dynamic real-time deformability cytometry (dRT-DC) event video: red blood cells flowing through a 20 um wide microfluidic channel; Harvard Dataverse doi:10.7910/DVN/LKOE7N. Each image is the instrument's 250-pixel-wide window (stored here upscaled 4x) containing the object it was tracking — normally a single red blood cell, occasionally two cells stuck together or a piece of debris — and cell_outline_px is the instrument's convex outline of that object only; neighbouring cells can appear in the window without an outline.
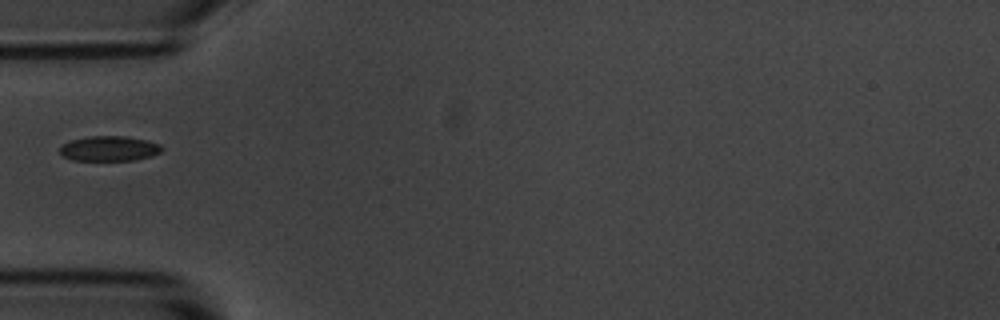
{"species": "common noctule bat (a hibernating species)", "species_latin": "Nyctalus noctula", "temperature_condition": "room temperature", "stored_images_in_passage": 6, "segment_of_instrument_passage": [2, 2], "camera_frame_rate_fps": 3000, "um_per_image_px": 0.085, "animal": {"sex": "male", "body_mass_g": 20.1, "forearm_length_mm": 53.5}, "frame": {"image": 1, "passage_image": 6, "time_ms": 5.667, "image_size_px": [1000, 320], "cell_outline_px": [[164, 148], [160, 152], [152, 156], [136, 160], [72, 160], [64, 156], [60, 152], [60, 148], [64, 144], [72, 140], [92, 136], [124, 136], [144, 140], [160, 144]], "centroid_in_image_um": [9.32, 12.63], "position_along_channel_um": 75.7, "area_um2": 14.68}}